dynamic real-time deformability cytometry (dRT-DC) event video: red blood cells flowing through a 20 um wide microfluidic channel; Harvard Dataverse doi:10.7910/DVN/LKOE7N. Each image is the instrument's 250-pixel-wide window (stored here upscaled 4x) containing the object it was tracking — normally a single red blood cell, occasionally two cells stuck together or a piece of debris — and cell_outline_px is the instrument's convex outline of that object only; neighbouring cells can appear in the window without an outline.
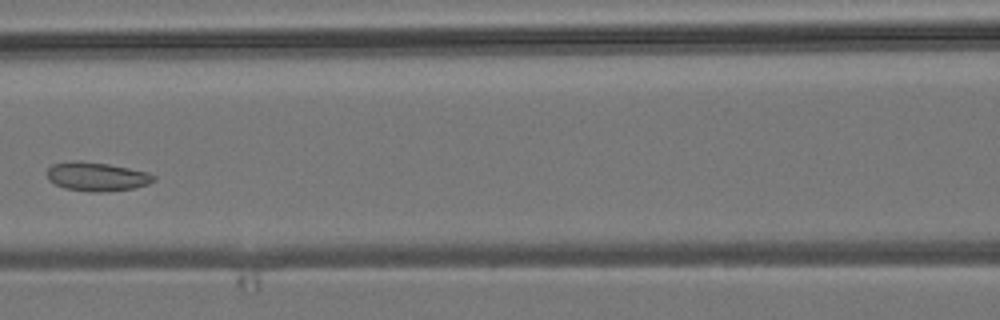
{"species": "common noctule bat (a hibernating species)", "species_latin": "Nyctalus noctula", "temperature_condition": "room temperature", "stored_images_in_passage": 5, "camera_frame_rate_fps": 3000, "um_per_image_px": 0.085, "animal": {"sex": "male", "body_mass_g": 19.2, "forearm_length_mm": 51.8}, "frame": {"image": 1, "passage_image": 5, "time_ms": 4.667, "image_size_px": [1000, 320], "cell_outline_px": [[156, 180], [148, 184], [132, 188], [104, 192], [92, 192], [64, 188], [48, 180], [48, 168], [52, 164], [72, 160], [80, 160], [108, 164], [148, 172], [156, 176]], "centroid_in_image_um": [8.22, 15.0], "position_along_channel_um": 158.4, "area_um2": 17.98}}